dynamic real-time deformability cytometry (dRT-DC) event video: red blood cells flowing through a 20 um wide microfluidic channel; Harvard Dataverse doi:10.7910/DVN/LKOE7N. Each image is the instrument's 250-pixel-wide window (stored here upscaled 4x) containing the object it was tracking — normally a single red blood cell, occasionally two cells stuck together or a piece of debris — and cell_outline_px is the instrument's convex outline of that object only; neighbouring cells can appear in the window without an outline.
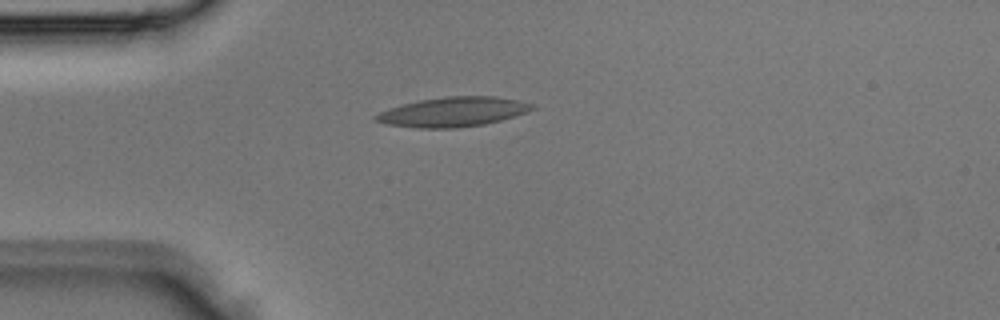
{"species": "Egyptian fruit bat (a non-hibernating species)", "species_latin": "Rousettus aegyptiacus", "temperature_condition": "room temperature", "stored_images_in_passage": 1, "camera_frame_rate_fps": 3000, "um_per_image_px": 0.085, "animal": {"sex": "male"}, "frame": {"image": 1, "passage_image": 1, "time_ms": 0.0, "image_size_px": [1000, 320], "cell_outline_px": [[536, 108], [500, 120], [484, 124], [456, 128], [420, 128], [388, 124], [376, 120], [372, 116], [388, 108], [420, 100], [448, 96], [492, 96], [520, 100], [536, 104]], "centroid_in_image_um": [38.52, 9.5], "position_along_channel_um": 46.5, "area_um2": 26.7}}